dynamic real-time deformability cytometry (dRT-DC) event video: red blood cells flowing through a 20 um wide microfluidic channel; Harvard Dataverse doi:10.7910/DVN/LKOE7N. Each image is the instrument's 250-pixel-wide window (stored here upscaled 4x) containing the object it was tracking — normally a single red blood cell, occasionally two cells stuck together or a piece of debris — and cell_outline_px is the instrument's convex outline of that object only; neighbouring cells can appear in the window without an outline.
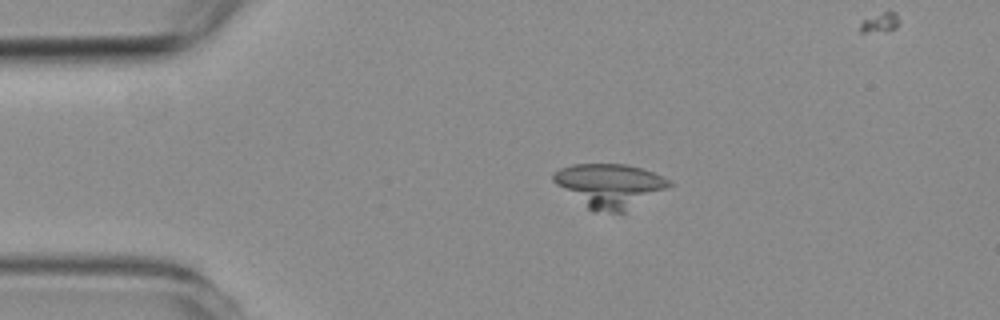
{"species": "common noctule bat (a hibernating species)", "species_latin": "Nyctalus noctula", "temperature_condition": "room temperature", "stored_images_in_passage": 2, "camera_frame_rate_fps": 3000, "um_per_image_px": 0.085, "animal": {"sex": "female", "body_mass_g": 19.3, "forearm_length_mm": 54.1}, "frame": {"image": 1, "passage_image": 2, "time_ms": 1.333, "image_size_px": [1000, 320], "cell_outline_px": [[672, 184], [624, 212], [592, 212], [556, 184], [552, 180], [552, 172], [560, 168], [572, 164], [628, 164], [664, 176], [672, 180]], "centroid_in_image_um": [51.78, 15.76], "position_along_channel_um": 33.2, "area_um2": 29.36}}